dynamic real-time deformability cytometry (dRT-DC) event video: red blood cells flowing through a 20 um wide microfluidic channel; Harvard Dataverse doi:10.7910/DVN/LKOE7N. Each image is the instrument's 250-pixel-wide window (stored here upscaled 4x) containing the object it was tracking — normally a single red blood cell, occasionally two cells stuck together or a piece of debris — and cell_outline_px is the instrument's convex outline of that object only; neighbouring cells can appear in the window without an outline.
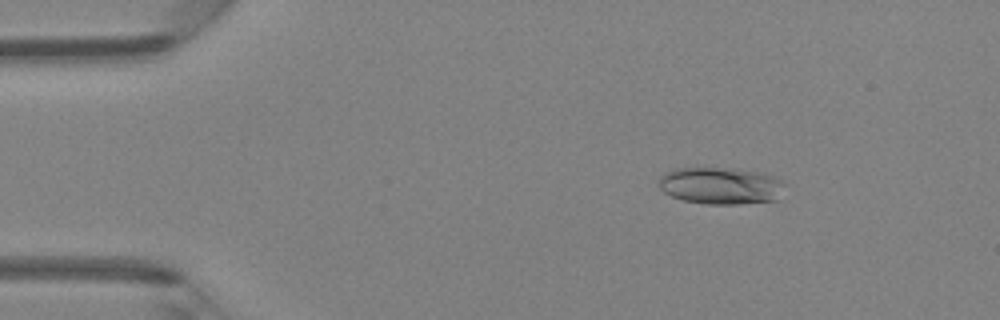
{"species": "Egyptian fruit bat (a non-hibernating species)", "species_latin": "Rousettus aegyptiacus", "temperature_condition": "room temperature", "stored_images_in_passage": 27, "camera_frame_rate_fps": 3000, "um_per_image_px": 0.085, "animal": {"sex": "female"}, "frame": {"image": 1, "passage_image": 7, "time_ms": 2.0, "image_size_px": [1000, 320], "cell_outline_px": [[784, 184], [780, 200], [736, 204], [708, 204], [684, 200], [672, 196], [664, 192], [660, 188], [660, 176], [676, 168], [736, 168], [764, 172], [784, 180]], "centroid_in_image_um": [61.34, 15.78], "position_along_channel_um": 23.7, "area_um2": 27.4}}
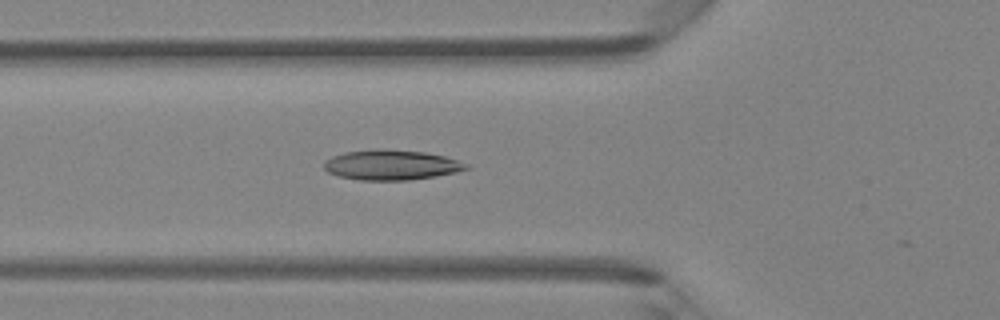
{"frame": {"image": 2, "passage_image": 17, "time_ms": 5.333, "image_size_px": [1000, 320], "cell_outline_px": [[472, 168], [456, 172], [436, 176], [408, 180], [360, 180], [340, 176], [328, 172], [324, 168], [324, 160], [332, 156], [344, 152], [424, 152], [444, 156], [468, 164]], "centroid_in_image_um": [33.29, 14.07], "position_along_channel_um": 92.5, "area_um2": 23.81}}
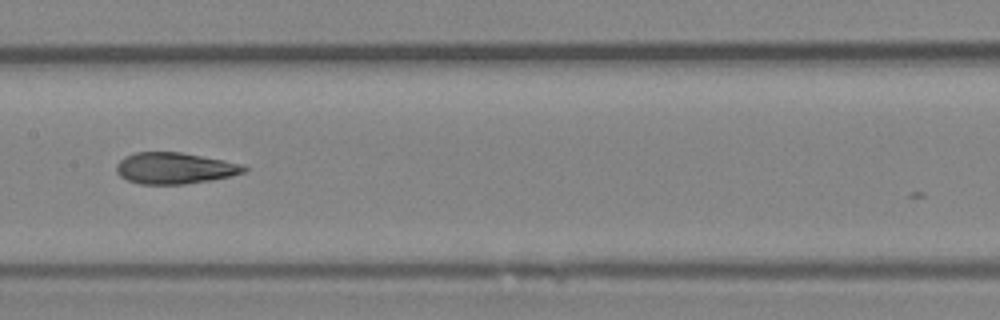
{"frame": {"image": 3, "passage_image": 24, "time_ms": 7.667, "image_size_px": [1000, 320], "cell_outline_px": [[248, 168], [244, 172], [232, 176], [212, 180], [184, 184], [140, 184], [128, 180], [120, 176], [116, 172], [116, 164], [124, 156], [136, 152], [180, 152], [224, 160], [244, 164]], "centroid_in_image_um": [14.85, 14.29], "position_along_channel_um": 192.5, "area_um2": 23.41}}